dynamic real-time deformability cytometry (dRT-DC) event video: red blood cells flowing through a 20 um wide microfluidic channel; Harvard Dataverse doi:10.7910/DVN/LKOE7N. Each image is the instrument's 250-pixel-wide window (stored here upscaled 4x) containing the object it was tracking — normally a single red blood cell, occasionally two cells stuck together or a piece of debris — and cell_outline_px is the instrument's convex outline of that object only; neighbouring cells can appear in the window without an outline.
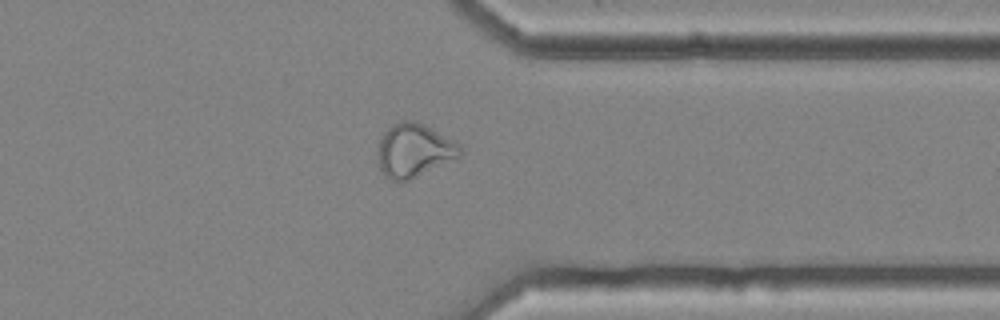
{"species": "common noctule bat (a hibernating species)", "species_latin": "Nyctalus noctula", "temperature_condition": "cold", "stored_images_in_passage": 38, "camera_frame_rate_fps": 3000, "um_per_image_px": 0.085, "animal": {"sex": "female", "body_mass_g": 25.1}, "frame": {"image": 1, "passage_image": 33, "time_ms": 10.667, "image_size_px": [1000, 320], "cell_outline_px": [[464, 152], [460, 156], [400, 184], [384, 176], [380, 168], [380, 136], [392, 124], [400, 120], [412, 120], [424, 124], [460, 144]], "centroid_in_image_um": [35.2, 12.78], "position_along_channel_um": 376.2, "area_um2": 25.49}}